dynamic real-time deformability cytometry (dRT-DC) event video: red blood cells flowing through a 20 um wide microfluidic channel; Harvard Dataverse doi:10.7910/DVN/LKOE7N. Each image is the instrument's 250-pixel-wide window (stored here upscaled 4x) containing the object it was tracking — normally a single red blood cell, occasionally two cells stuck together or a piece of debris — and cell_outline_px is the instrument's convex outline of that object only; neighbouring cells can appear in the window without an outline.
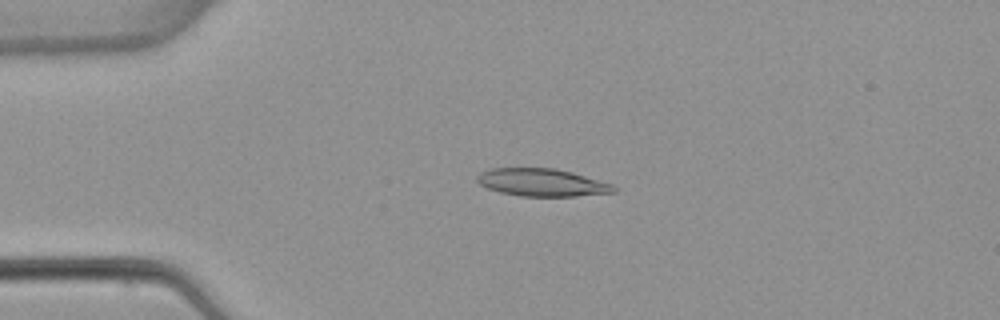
{"species": "common noctule bat (a hibernating species)", "species_latin": "Nyctalus noctula", "temperature_condition": "warm", "stored_images_in_passage": 6, "camera_frame_rate_fps": 3000, "um_per_image_px": 0.085, "animal": {"sex": "female", "body_mass_g": 22.7, "forearm_length_mm": 54.2}, "frame": {"image": 1, "passage_image": 4, "time_ms": 3.667, "image_size_px": [1000, 320], "cell_outline_px": [[616, 192], [576, 196], [520, 196], [500, 192], [488, 188], [480, 184], [476, 180], [476, 176], [480, 172], [488, 168], [556, 168], [572, 172], [612, 184], [616, 188]], "centroid_in_image_um": [46.04, 15.5], "position_along_channel_um": 39.0, "area_um2": 22.02}}
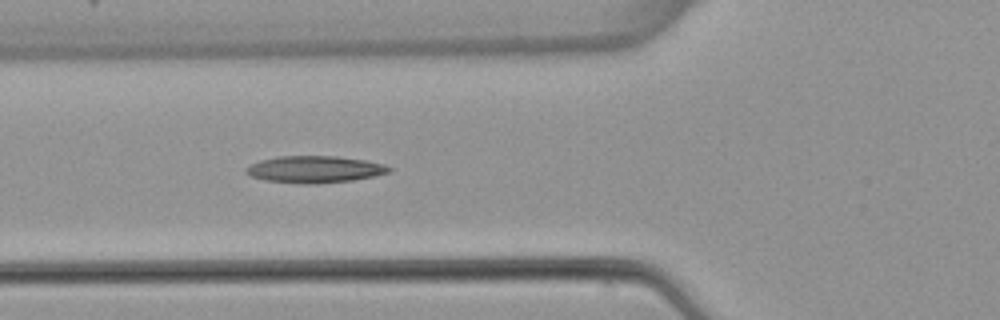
{"frame": {"image": 2, "passage_image": 6, "time_ms": 6.0, "image_size_px": [1000, 320], "cell_outline_px": [[392, 172], [376, 176], [352, 180], [316, 184], [304, 184], [268, 180], [252, 176], [244, 172], [244, 168], [260, 160], [280, 156], [336, 156], [364, 160], [384, 164], [392, 168]], "centroid_in_image_um": [26.79, 14.39], "position_along_channel_um": 99.0, "area_um2": 22.37}}